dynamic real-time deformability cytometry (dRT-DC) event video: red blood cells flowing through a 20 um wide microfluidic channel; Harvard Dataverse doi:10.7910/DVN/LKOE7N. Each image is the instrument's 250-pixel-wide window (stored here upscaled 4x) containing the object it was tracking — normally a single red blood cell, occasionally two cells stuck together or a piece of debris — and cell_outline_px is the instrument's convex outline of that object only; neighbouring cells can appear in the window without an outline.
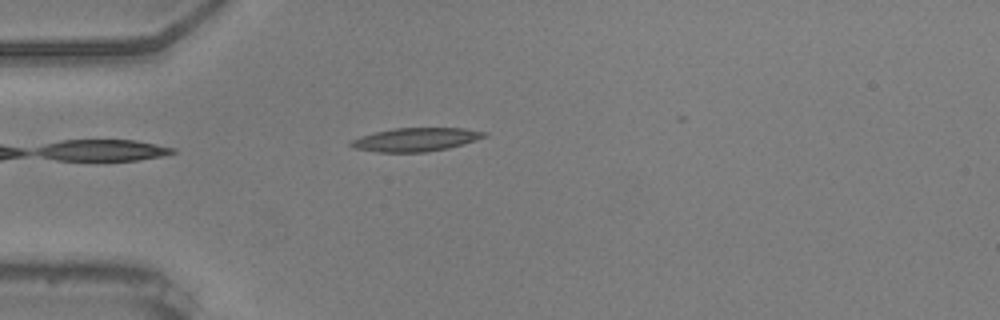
{"species": "common noctule bat (a hibernating species)", "species_latin": "Nyctalus noctula", "temperature_condition": "warm", "stored_images_in_passage": 40, "camera_frame_rate_fps": 3000, "um_per_image_px": 0.085, "animal": {"sex": "male", "body_mass_g": 20.5, "forearm_length_mm": 52.5}, "frame": {"image": 1, "passage_image": 1, "time_ms": 0.0, "image_size_px": [1000, 320], "cell_outline_px": [[488, 136], [448, 148], [424, 152], [376, 152], [352, 148], [348, 144], [348, 140], [360, 136], [376, 132], [396, 128], [464, 128], [488, 132]], "centroid_in_image_um": [35.29, 11.86], "position_along_channel_um": 49.7, "area_um2": 18.32}}
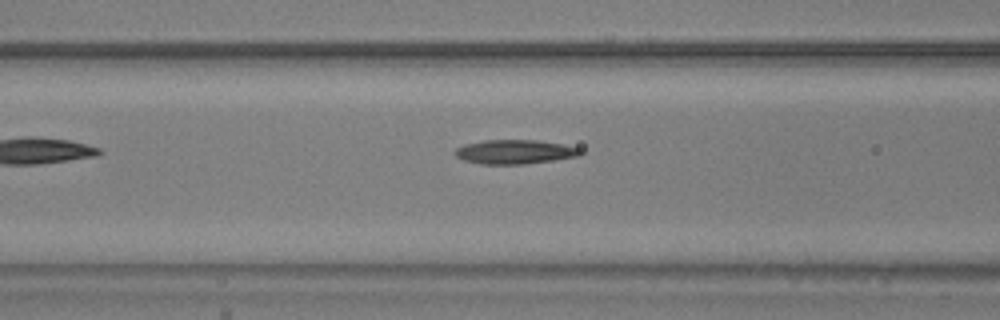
{"frame": {"image": 2, "passage_image": 8, "time_ms": 2.333, "image_size_px": [1000, 320], "cell_outline_px": [[584, 152], [580, 156], [524, 164], [480, 164], [464, 160], [456, 156], [452, 152], [456, 148], [464, 144], [484, 140], [536, 140], [560, 144], [580, 148]], "centroid_in_image_um": [43.73, 12.91], "position_along_channel_um": 122.9, "area_um2": 17.69}}
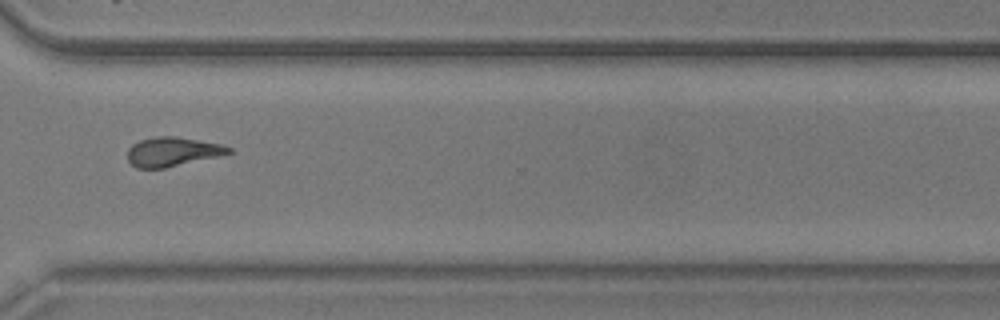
{"frame": {"image": 3, "passage_image": 27, "time_ms": 8.667, "image_size_px": [1000, 320], "cell_outline_px": [[232, 152], [216, 156], [164, 168], [136, 168], [128, 160], [128, 148], [132, 144], [140, 140], [156, 136], [176, 136], [220, 144], [232, 148]], "centroid_in_image_um": [14.61, 12.88], "position_along_channel_um": 356.0, "area_um2": 16.94}, "authors_computed_cell_mechanics": {"area_um2": 17.1088, "velocity_mm_per_s": 3.6821, "shape_relaxation_time_tau1_ms": null, "shape_relaxation_time_tau2_ms": 3.6472, "deformation_change_tau1": null, "deformation_change_tau2": 0.1313}}